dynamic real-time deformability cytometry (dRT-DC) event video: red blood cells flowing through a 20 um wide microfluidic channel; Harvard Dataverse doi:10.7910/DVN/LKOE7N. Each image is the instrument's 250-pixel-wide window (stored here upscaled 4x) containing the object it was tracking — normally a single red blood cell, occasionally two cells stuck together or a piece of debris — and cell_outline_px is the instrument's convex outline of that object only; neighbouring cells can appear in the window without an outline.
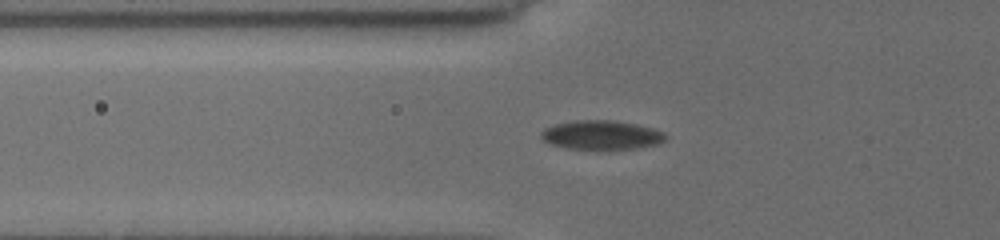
{"species": "common noctule bat (a hibernating species)", "species_latin": "Nyctalus noctula", "temperature_condition": "cold", "stored_images_in_passage": 59, "camera_frame_rate_fps": 3000, "um_per_image_px": 0.085, "animal": {"sex": "female", "body_mass_g": 19.5, "forearm_length_mm": 54.1}, "frame": {"image": 1, "passage_image": 21, "time_ms": 7.0, "image_size_px": [1000, 240], "cell_outline_px": [[668, 136], [664, 140], [656, 144], [636, 148], [568, 148], [552, 144], [544, 140], [540, 136], [540, 132], [544, 128], [552, 124], [572, 120], [616, 120], [636, 124], [652, 128], [664, 132]], "centroid_in_image_um": [51.1, 11.44], "position_along_channel_um": 74.7, "area_um2": 20.92}}
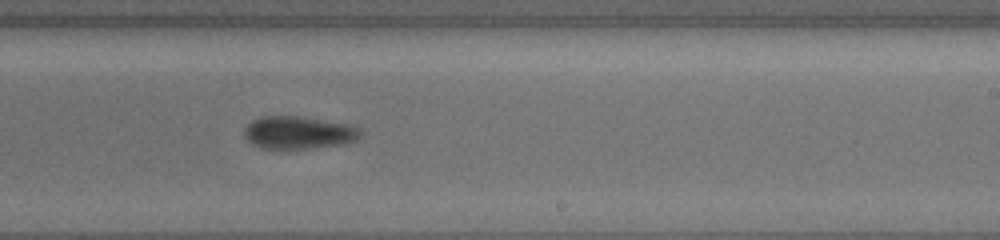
{"frame": {"image": 2, "passage_image": 34, "time_ms": 12.0, "image_size_px": [1000, 240], "cell_outline_px": [[360, 136], [356, 140], [344, 144], [312, 148], [260, 148], [252, 144], [244, 136], [244, 128], [252, 120], [260, 116], [296, 116], [348, 124], [356, 128], [360, 132]], "centroid_in_image_um": [25.32, 11.27], "position_along_channel_um": 263.7, "area_um2": 21.91}}
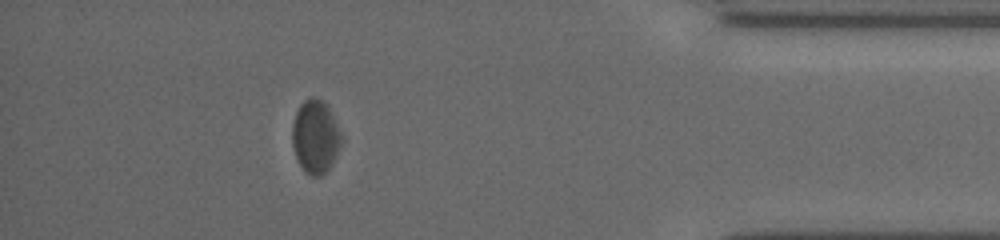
{"frame": {"image": 3, "passage_image": 52, "time_ms": 16.667, "image_size_px": [1000, 240], "cell_outline_px": [[340, 144], [332, 164], [320, 176], [312, 176], [304, 172], [296, 156], [292, 144], [292, 124], [296, 112], [300, 104], [308, 96], [316, 96], [328, 104], [340, 132]], "centroid_in_image_um": [26.78, 11.57], "position_along_channel_um": 408.4, "area_um2": 20.92}}